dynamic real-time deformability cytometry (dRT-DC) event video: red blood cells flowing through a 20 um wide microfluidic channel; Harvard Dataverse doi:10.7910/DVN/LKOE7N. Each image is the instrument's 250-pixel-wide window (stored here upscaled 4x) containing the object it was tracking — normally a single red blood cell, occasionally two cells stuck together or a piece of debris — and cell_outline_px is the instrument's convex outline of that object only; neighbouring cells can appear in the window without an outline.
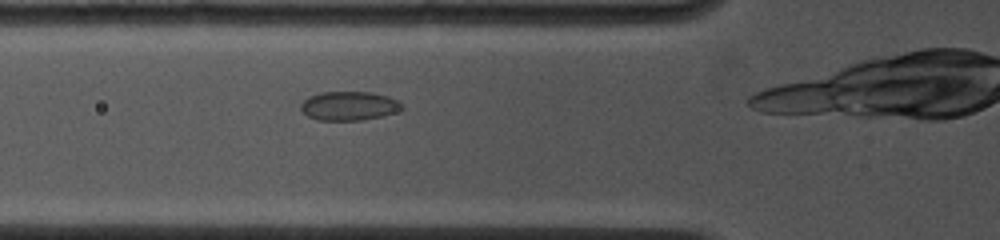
{"species": "common noctule bat (a hibernating species)", "species_latin": "Nyctalus noctula", "temperature_condition": "cold", "stored_images_in_passage": 4, "camera_frame_rate_fps": 4500, "um_per_image_px": 0.085, "animal": {"sex": "female", "body_mass_g": 19.0, "forearm_length_mm": 53.3}, "frame": {"image": 1, "passage_image": 3, "time_ms": 1.778, "image_size_px": [1000, 240], "cell_outline_px": [[404, 108], [396, 112], [364, 120], [316, 120], [308, 116], [300, 108], [300, 104], [308, 96], [320, 92], [372, 92], [388, 96], [400, 100], [404, 104]], "centroid_in_image_um": [29.69, 8.99], "position_along_channel_um": 96.1, "area_um2": 17.28}}